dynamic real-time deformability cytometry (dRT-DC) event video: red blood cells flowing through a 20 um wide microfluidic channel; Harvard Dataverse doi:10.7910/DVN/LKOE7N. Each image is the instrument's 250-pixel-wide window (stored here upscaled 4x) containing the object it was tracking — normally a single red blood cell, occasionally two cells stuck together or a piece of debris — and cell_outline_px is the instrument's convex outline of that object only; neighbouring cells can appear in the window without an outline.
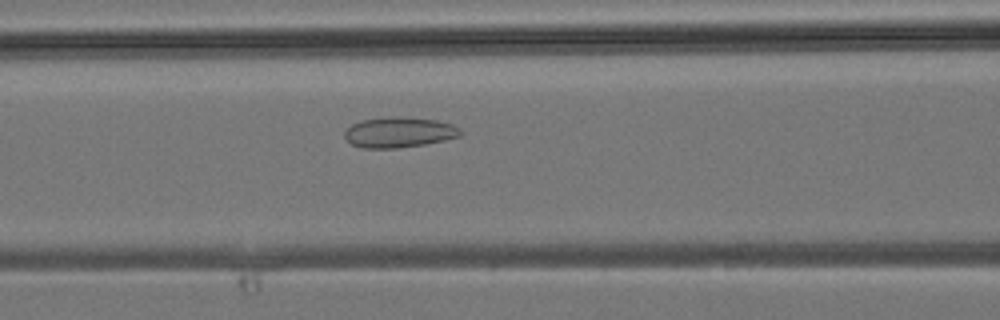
{"species": "common noctule bat (a hibernating species)", "species_latin": "Nyctalus noctula", "temperature_condition": "room temperature", "stored_images_in_passage": 34, "camera_frame_rate_fps": 3000, "um_per_image_px": 0.085, "animal": {"sex": "male", "body_mass_g": 19.2, "forearm_length_mm": 51.8}, "frame": {"image": 1, "passage_image": 13, "time_ms": 4.0, "image_size_px": [1000, 320], "cell_outline_px": [[464, 132], [460, 136], [448, 140], [424, 144], [396, 148], [364, 148], [352, 144], [344, 136], [344, 132], [352, 124], [360, 120], [384, 116], [392, 116], [436, 120], [452, 124], [460, 128]], "centroid_in_image_um": [33.94, 11.24], "position_along_channel_um": 132.7, "area_um2": 20.69}}
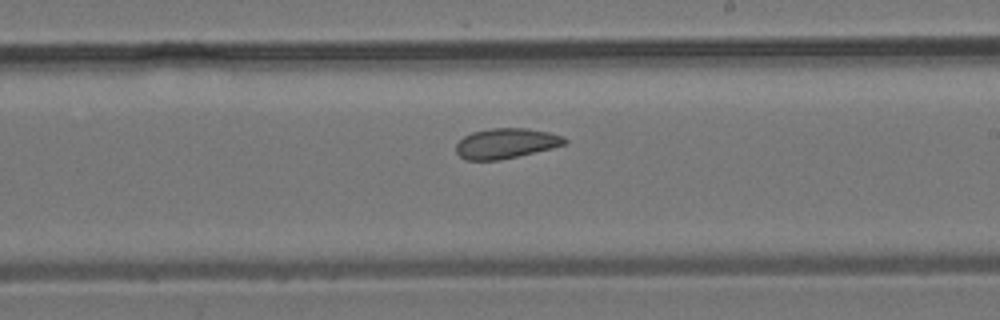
{"frame": {"image": 2, "passage_image": 19, "time_ms": 6.0, "image_size_px": [1000, 320], "cell_outline_px": [[568, 144], [552, 148], [500, 160], [464, 160], [456, 152], [456, 144], [464, 136], [472, 132], [492, 128], [528, 128], [548, 132], [564, 136], [568, 140]], "centroid_in_image_um": [43.03, 12.18], "position_along_channel_um": 246.0, "area_um2": 19.19}}
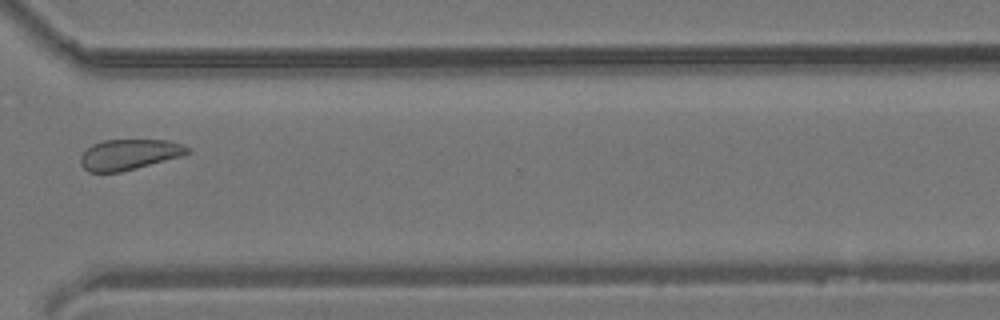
{"frame": {"image": 3, "passage_image": 25, "time_ms": 8.0, "image_size_px": [1000, 320], "cell_outline_px": [[192, 152], [180, 156], [136, 168], [120, 172], [88, 172], [80, 164], [80, 156], [92, 144], [104, 140], [168, 140], [184, 144], [192, 148]], "centroid_in_image_um": [11.0, 13.12], "position_along_channel_um": 359.6, "area_um2": 19.07}}